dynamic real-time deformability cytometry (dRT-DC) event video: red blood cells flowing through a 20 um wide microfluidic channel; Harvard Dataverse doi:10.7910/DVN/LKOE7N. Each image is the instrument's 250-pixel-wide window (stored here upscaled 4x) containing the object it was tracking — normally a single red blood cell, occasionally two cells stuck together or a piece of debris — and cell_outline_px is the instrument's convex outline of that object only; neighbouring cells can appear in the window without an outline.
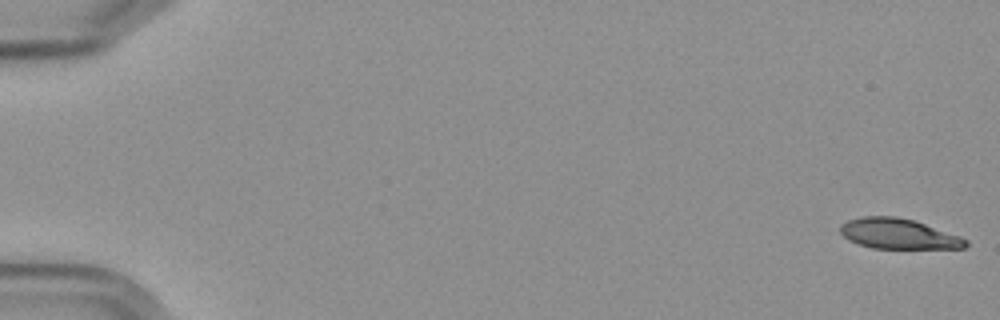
{"species": "Egyptian fruit bat (a non-hibernating species)", "species_latin": "Rousettus aegyptiacus", "temperature_condition": "cold", "stored_images_in_passage": 58, "segment_of_instrument_passage": [1, 2], "camera_frame_rate_fps": 3000, "um_per_image_px": 0.085, "frame": {"image": 1, "passage_image": 1, "time_ms": 0.0, "image_size_px": [1000, 320], "cell_outline_px": [[968, 244], [964, 248], [872, 248], [848, 240], [840, 232], [840, 224], [848, 220], [864, 216], [896, 216], [912, 220], [960, 236], [968, 240]], "centroid_in_image_um": [76.34, 19.87], "position_along_channel_um": 8.7, "area_um2": 21.91}}
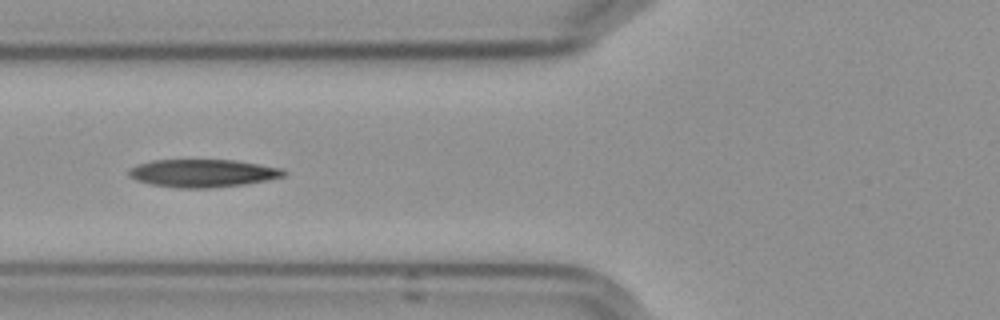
{"frame": {"image": 2, "passage_image": 23, "time_ms": 7.333, "image_size_px": [1000, 320], "cell_outline_px": [[288, 172], [284, 176], [244, 184], [212, 188], [176, 188], [152, 184], [136, 180], [128, 176], [128, 168], [136, 164], [152, 160], [232, 160], [280, 168]], "centroid_in_image_um": [17.15, 14.72], "position_along_channel_um": 108.6, "area_um2": 25.03}}
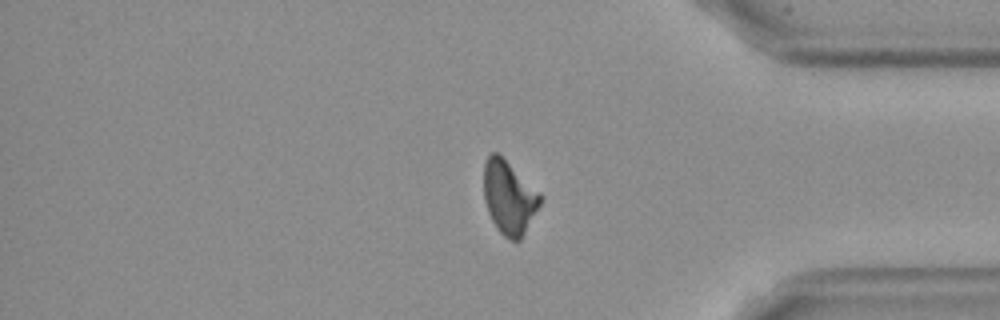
{"frame": {"image": 3, "passage_image": 48, "time_ms": 15.667, "image_size_px": [1000, 320], "cell_outline_px": [[544, 196], [540, 204], [520, 240], [512, 240], [504, 236], [496, 228], [488, 212], [484, 200], [484, 164], [488, 156], [492, 152], [496, 152], [540, 192]], "centroid_in_image_um": [43.26, 16.79], "position_along_channel_um": 391.9, "area_um2": 23.81}}